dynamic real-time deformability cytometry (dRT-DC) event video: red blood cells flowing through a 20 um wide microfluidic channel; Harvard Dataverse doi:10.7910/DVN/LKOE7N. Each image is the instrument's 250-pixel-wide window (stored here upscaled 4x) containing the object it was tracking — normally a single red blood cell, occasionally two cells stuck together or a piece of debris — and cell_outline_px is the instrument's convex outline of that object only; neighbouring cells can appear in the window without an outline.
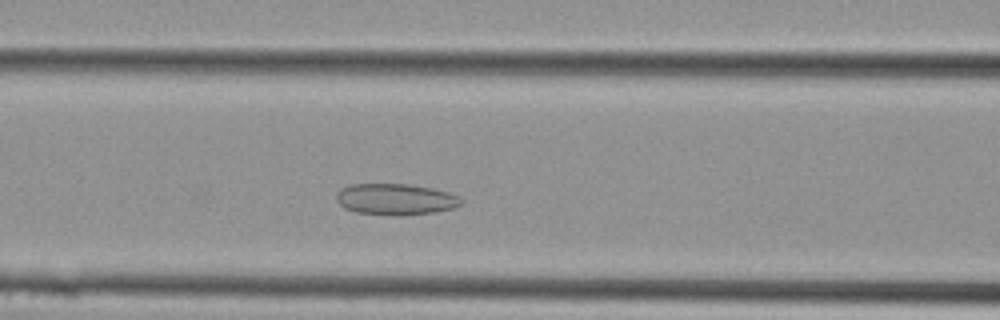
{"species": "Egyptian fruit bat (a non-hibernating species)", "species_latin": "Rousettus aegyptiacus", "temperature_condition": "cold", "stored_images_in_passage": 8, "camera_frame_rate_fps": 3000, "um_per_image_px": 0.085, "animal": {"sex": "female"}, "frame": {"image": 1, "passage_image": 6, "time_ms": 1.667, "image_size_px": [1000, 320], "cell_outline_px": [[464, 200], [460, 204], [452, 208], [436, 212], [400, 216], [356, 212], [344, 208], [336, 200], [336, 192], [340, 188], [352, 184], [408, 184], [432, 188], [448, 192], [460, 196]], "centroid_in_image_um": [33.62, 16.94], "position_along_channel_um": 133.0, "area_um2": 22.89}}
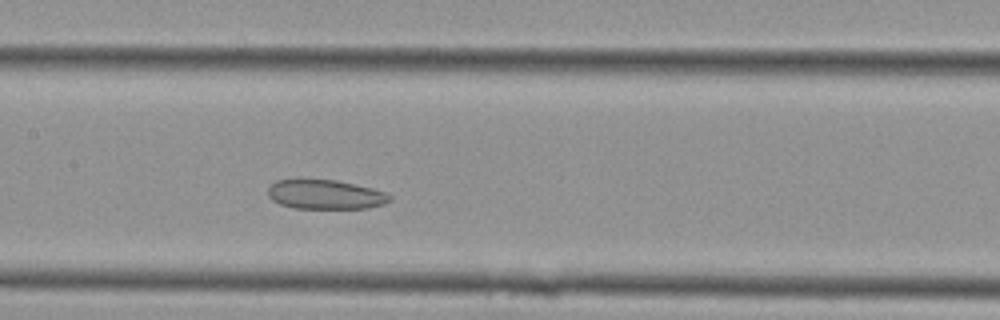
{"frame": {"image": 2, "passage_image": 8, "time_ms": 2.333, "image_size_px": [1000, 320], "cell_outline_px": [[392, 200], [384, 204], [368, 208], [296, 208], [280, 204], [272, 200], [268, 196], [268, 188], [276, 180], [336, 180], [372, 188], [388, 192], [392, 196]], "centroid_in_image_um": [27.7, 16.54], "position_along_channel_um": 179.7, "area_um2": 20.81}}